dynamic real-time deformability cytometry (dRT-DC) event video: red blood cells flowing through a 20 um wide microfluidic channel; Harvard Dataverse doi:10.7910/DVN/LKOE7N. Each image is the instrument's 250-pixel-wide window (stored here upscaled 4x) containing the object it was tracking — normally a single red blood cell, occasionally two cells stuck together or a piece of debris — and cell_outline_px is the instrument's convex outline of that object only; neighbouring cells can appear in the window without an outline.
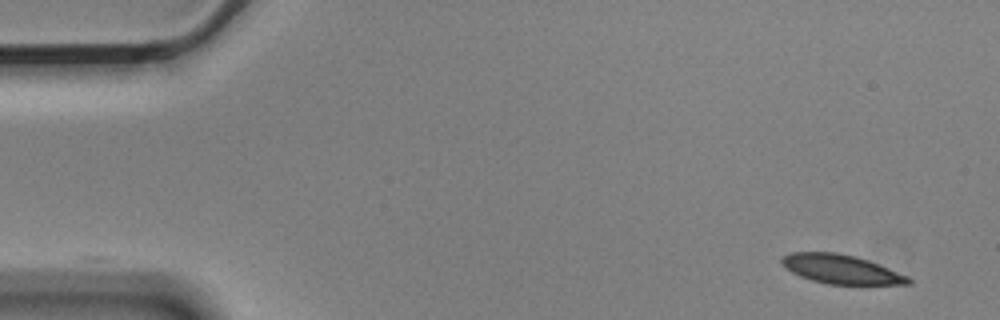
{"species": "Egyptian fruit bat (a non-hibernating species)", "species_latin": "Rousettus aegyptiacus", "temperature_condition": "cold", "stored_images_in_passage": 4, "camera_frame_rate_fps": 3000, "um_per_image_px": 0.085, "animal": {"sex": "male"}, "frame": {"image": 1, "passage_image": 1, "time_ms": 0.0, "image_size_px": [1000, 320], "cell_outline_px": [[912, 284], [828, 284], [812, 280], [800, 276], [784, 268], [780, 264], [780, 260], [784, 256], [792, 252], [836, 252], [856, 256], [868, 260], [908, 276], [912, 280]], "centroid_in_image_um": [71.46, 22.87], "position_along_channel_um": 13.5, "area_um2": 21.39}}
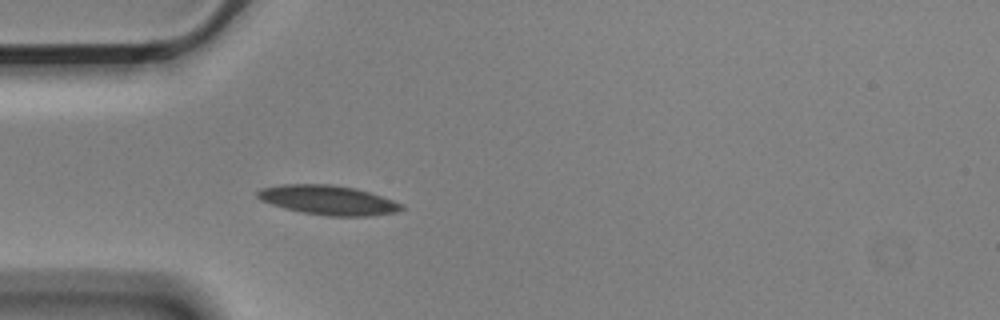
{"frame": {"image": 2, "passage_image": 4, "time_ms": 1.0, "image_size_px": [1000, 320], "cell_outline_px": [[404, 208], [400, 212], [368, 216], [328, 216], [304, 212], [284, 208], [260, 200], [256, 196], [256, 192], [260, 188], [280, 184], [332, 184], [356, 188], [404, 204]], "centroid_in_image_um": [27.89, 17.0], "position_along_channel_um": 57.1, "area_um2": 24.8}}